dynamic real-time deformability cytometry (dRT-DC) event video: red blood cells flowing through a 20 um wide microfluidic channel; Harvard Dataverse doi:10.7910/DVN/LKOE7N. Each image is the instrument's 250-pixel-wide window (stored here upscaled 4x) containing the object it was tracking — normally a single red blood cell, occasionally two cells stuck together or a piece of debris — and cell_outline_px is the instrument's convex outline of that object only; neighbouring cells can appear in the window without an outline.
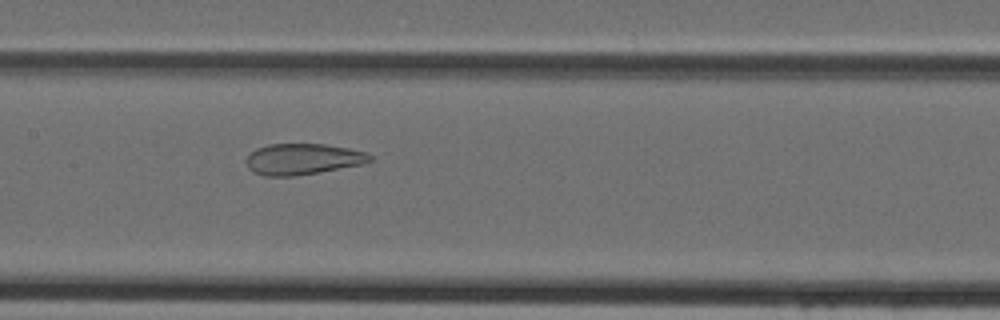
{"species": "Egyptian fruit bat (a non-hibernating species)", "species_latin": "Rousettus aegyptiacus", "temperature_condition": "cold", "stored_images_in_passage": 36, "camera_frame_rate_fps": 3000, "um_per_image_px": 0.085, "animal": {"sex": "female"}, "frame": {"image": 1, "passage_image": 13, "time_ms": 4.0, "image_size_px": [1000, 320], "cell_outline_px": [[372, 160], [360, 164], [296, 176], [264, 176], [252, 172], [248, 168], [244, 160], [256, 148], [268, 144], [324, 144], [348, 148], [368, 152], [372, 156]], "centroid_in_image_um": [25.69, 13.52], "position_along_channel_um": 181.7, "area_um2": 22.37}}
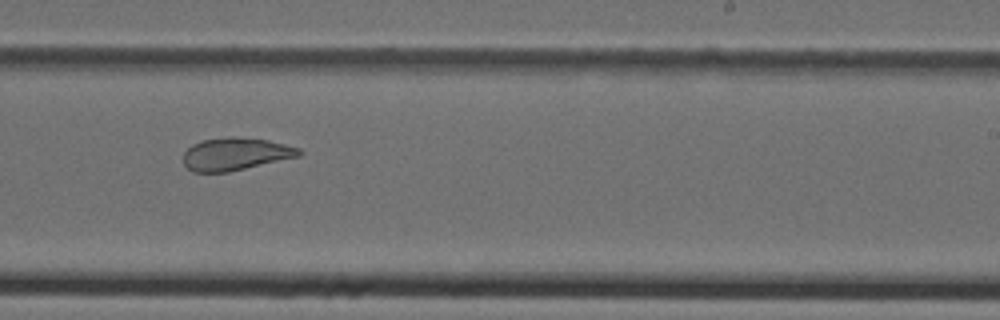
{"frame": {"image": 2, "passage_image": 19, "time_ms": 6.0, "image_size_px": [1000, 320], "cell_outline_px": [[304, 152], [300, 156], [228, 172], [192, 172], [184, 164], [184, 152], [192, 144], [200, 140], [232, 136], [236, 136], [268, 140], [300, 148]], "centroid_in_image_um": [20.02, 13.08], "position_along_channel_um": 269.0, "area_um2": 22.08}}
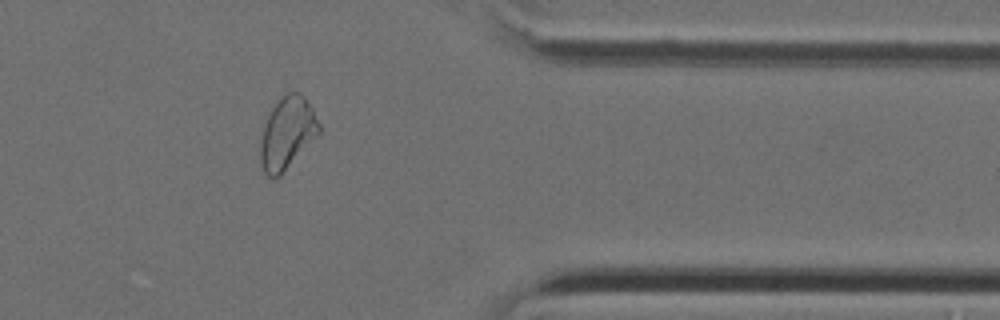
{"frame": {"image": 3, "passage_image": 28, "time_ms": 9.0, "image_size_px": [1000, 320], "cell_outline_px": [[320, 132], [280, 176], [272, 180], [264, 172], [260, 164], [260, 140], [264, 124], [272, 108], [288, 92], [300, 92], [304, 96], [312, 108], [320, 124]], "centroid_in_image_um": [24.39, 11.35], "position_along_channel_um": 387.0, "area_um2": 24.45}}